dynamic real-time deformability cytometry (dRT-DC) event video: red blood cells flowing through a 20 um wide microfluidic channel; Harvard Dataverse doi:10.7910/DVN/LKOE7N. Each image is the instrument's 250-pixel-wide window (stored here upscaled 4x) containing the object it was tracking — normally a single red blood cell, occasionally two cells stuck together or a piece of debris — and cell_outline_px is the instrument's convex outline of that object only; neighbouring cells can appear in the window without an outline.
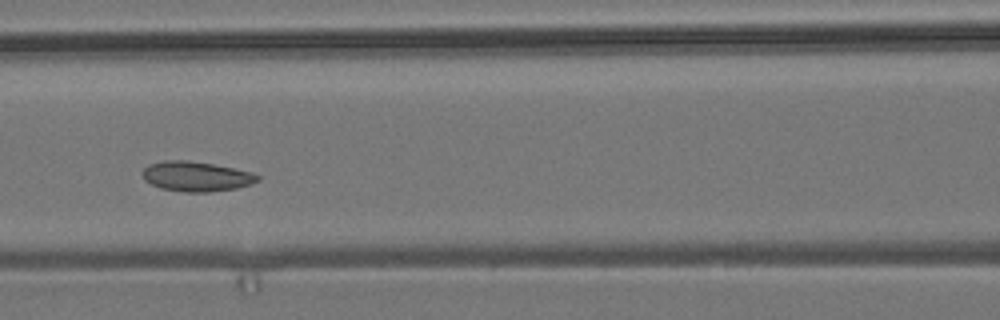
{"species": "common noctule bat (a hibernating species)", "species_latin": "Nyctalus noctula", "temperature_condition": "room temperature", "stored_images_in_passage": 8, "camera_frame_rate_fps": 3000, "um_per_image_px": 0.085, "animal": {"sex": "male", "body_mass_g": 19.2, "forearm_length_mm": 51.8}, "frame": {"image": 1, "passage_image": 5, "time_ms": 1.333, "image_size_px": [1000, 320], "cell_outline_px": [[260, 180], [252, 184], [236, 188], [208, 192], [184, 192], [160, 188], [144, 180], [144, 168], [148, 164], [164, 160], [188, 160], [212, 164], [252, 172], [260, 176]], "centroid_in_image_um": [16.69, 14.99], "position_along_channel_um": 149.9, "area_um2": 20.0}}
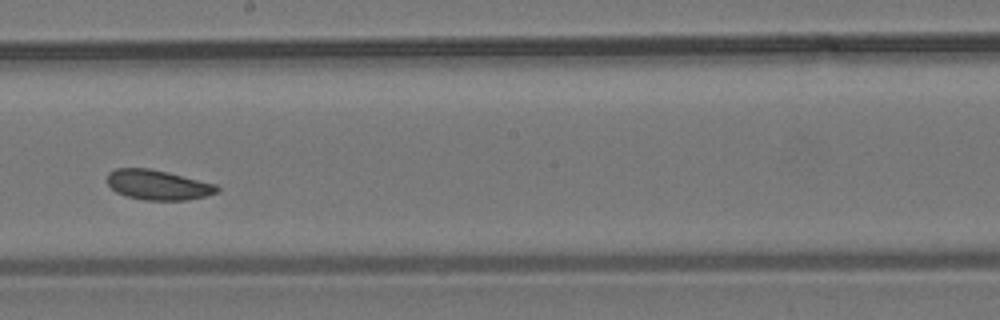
{"frame": {"image": 2, "passage_image": 7, "time_ms": 2.0, "image_size_px": [1000, 320], "cell_outline_px": [[220, 188], [216, 192], [204, 196], [188, 200], [144, 200], [128, 196], [116, 192], [108, 184], [108, 172], [116, 168], [148, 168], [168, 172], [216, 184]], "centroid_in_image_um": [13.42, 15.71], "position_along_channel_um": 234.8, "area_um2": 19.02}}
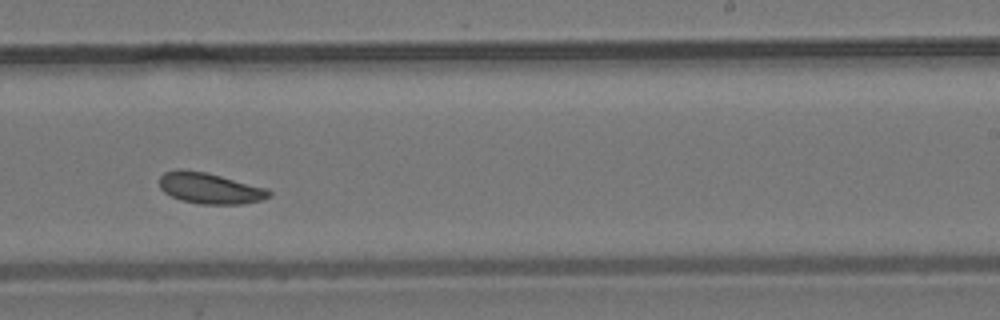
{"frame": {"image": 3, "passage_image": 8, "time_ms": 2.333, "image_size_px": [1000, 320], "cell_outline_px": [[272, 196], [264, 200], [244, 204], [200, 204], [180, 200], [164, 192], [160, 188], [160, 176], [164, 172], [176, 168], [180, 168], [204, 172], [268, 188], [272, 192]], "centroid_in_image_um": [17.86, 16.0], "position_along_channel_um": 271.1, "area_um2": 20.0}}